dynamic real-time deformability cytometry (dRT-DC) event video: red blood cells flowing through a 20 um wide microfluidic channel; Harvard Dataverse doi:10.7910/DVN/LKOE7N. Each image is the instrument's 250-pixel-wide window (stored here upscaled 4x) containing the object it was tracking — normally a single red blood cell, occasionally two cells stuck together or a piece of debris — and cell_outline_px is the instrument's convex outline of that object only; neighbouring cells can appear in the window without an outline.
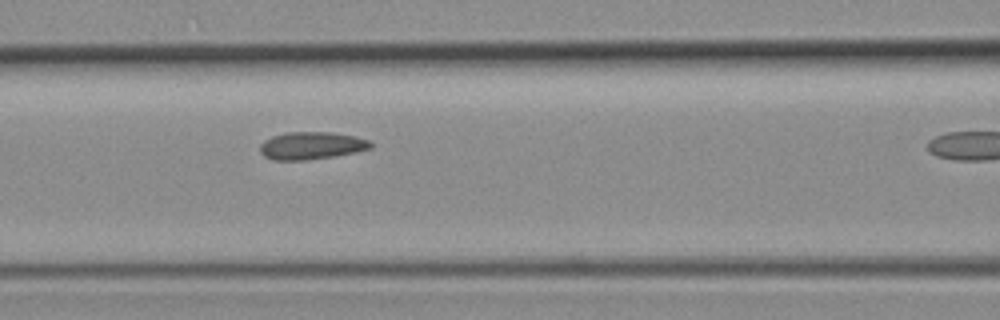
{"species": "common noctule bat (a hibernating species)", "species_latin": "Nyctalus noctula", "temperature_condition": "room temperature", "stored_images_in_passage": 3, "camera_frame_rate_fps": 3000, "um_per_image_px": 0.085, "animal": {"sex": "female", "body_mass_g": 19.3, "forearm_length_mm": 54.1}, "frame": {"image": 1, "passage_image": 3, "time_ms": 3.0, "image_size_px": [1000, 320], "cell_outline_px": [[372, 148], [356, 152], [336, 156], [308, 160], [272, 160], [264, 156], [260, 152], [260, 144], [264, 140], [272, 136], [288, 132], [332, 132], [356, 136], [368, 140], [372, 144]], "centroid_in_image_um": [26.47, 12.38], "position_along_channel_um": 140.1, "area_um2": 17.92}}